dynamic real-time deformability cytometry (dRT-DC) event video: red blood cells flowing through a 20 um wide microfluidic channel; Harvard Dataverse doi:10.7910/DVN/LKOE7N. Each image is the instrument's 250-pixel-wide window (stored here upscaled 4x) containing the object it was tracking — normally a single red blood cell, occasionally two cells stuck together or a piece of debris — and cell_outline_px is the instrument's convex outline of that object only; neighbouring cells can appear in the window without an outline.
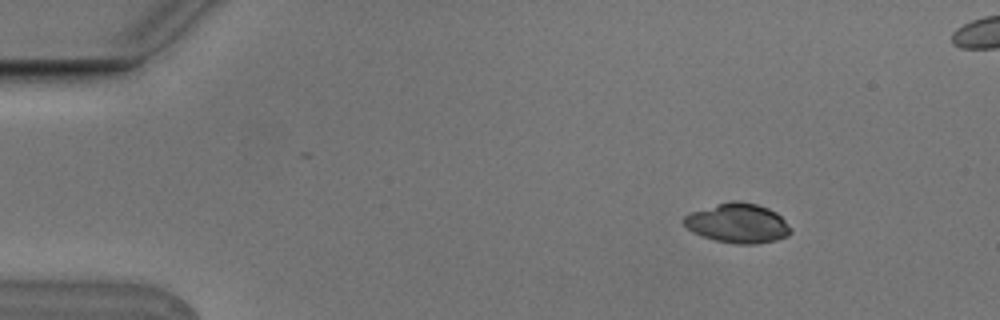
{"species": "Egyptian fruit bat (a non-hibernating species)", "species_latin": "Rousettus aegyptiacus", "temperature_condition": "cold", "stored_images_in_passage": 5, "camera_frame_rate_fps": 3000, "um_per_image_px": 0.085, "animal": {"sex": "male"}, "frame": {"image": 1, "passage_image": 2, "time_ms": 0.333, "image_size_px": [1000, 320], "cell_outline_px": [[792, 232], [788, 236], [776, 240], [756, 244], [736, 244], [716, 240], [692, 232], [684, 224], [684, 216], [692, 212], [732, 200], [736, 200], [756, 204], [768, 208], [776, 212], [792, 228]], "centroid_in_image_um": [62.75, 18.98], "position_along_channel_um": 22.2, "area_um2": 24.39}}